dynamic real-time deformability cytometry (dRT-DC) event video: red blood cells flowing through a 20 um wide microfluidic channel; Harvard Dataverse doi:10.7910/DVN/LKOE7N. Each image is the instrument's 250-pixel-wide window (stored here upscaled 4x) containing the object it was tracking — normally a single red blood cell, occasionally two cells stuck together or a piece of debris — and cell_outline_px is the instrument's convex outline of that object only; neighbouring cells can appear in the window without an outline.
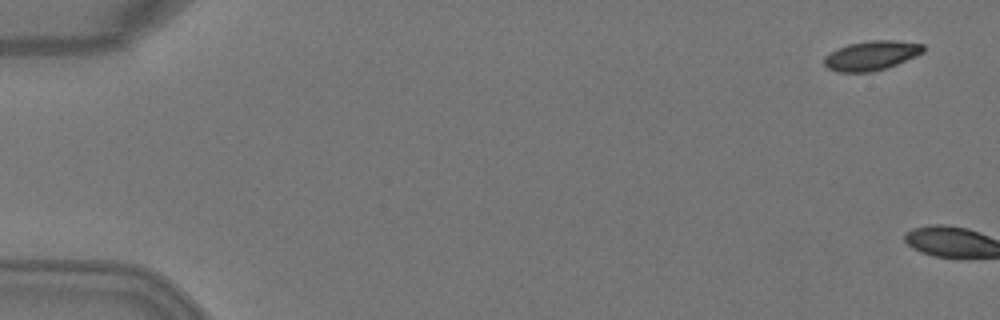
{"species": "Egyptian fruit bat (a non-hibernating species)", "species_latin": "Rousettus aegyptiacus", "temperature_condition": "warm", "stored_images_in_passage": 7, "camera_frame_rate_fps": 3000, "um_per_image_px": 0.085, "animal": {"sex": "female"}, "frame": {"image": 1, "passage_image": 1, "time_ms": 0.0, "image_size_px": [1000, 320], "cell_outline_px": [[924, 52], [916, 56], [896, 64], [872, 72], [836, 72], [828, 68], [824, 64], [824, 56], [848, 44], [872, 40], [896, 40], [924, 44]], "centroid_in_image_um": [74.08, 4.72], "position_along_channel_um": 10.9, "area_um2": 16.88}}
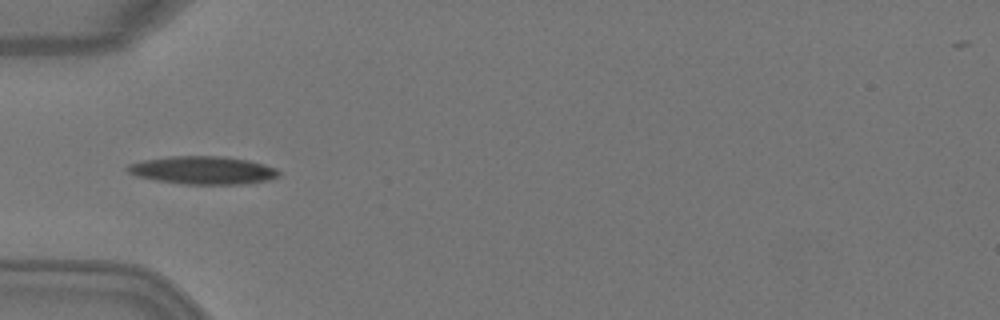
{"frame": {"image": 2, "passage_image": 6, "time_ms": 1.667, "image_size_px": [1000, 320], "cell_outline_px": [[280, 176], [268, 180], [244, 184], [184, 184], [156, 180], [136, 176], [128, 172], [124, 168], [128, 164], [144, 160], [172, 156], [224, 156], [248, 160], [264, 164], [276, 168], [280, 172]], "centroid_in_image_um": [17.25, 14.47], "position_along_channel_um": 67.7, "area_um2": 24.74}}